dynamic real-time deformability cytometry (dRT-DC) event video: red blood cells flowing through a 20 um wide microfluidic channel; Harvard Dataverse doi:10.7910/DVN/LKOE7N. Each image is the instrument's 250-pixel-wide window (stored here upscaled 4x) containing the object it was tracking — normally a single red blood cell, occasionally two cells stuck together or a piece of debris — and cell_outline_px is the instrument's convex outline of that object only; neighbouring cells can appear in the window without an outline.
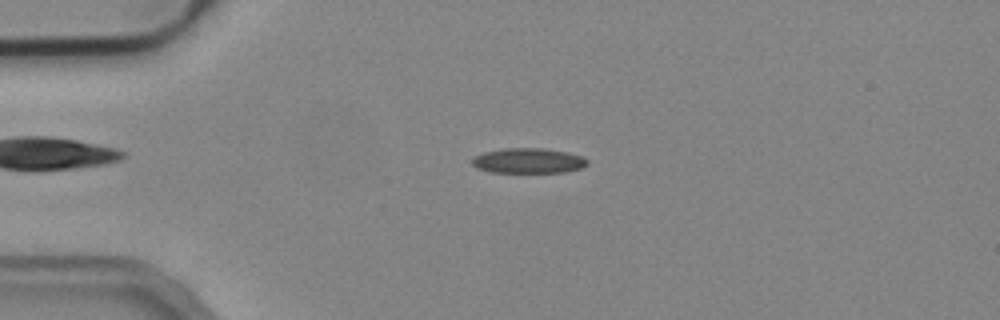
{"species": "common noctule bat (a hibernating species)", "species_latin": "Nyctalus noctula", "temperature_condition": "cold", "stored_images_in_passage": 53, "camera_frame_rate_fps": 3000, "um_per_image_px": 0.085, "animal": {"sex": "male", "body_mass_g": 19.2, "forearm_length_mm": 51.8}, "frame": {"image": 1, "passage_image": 12, "time_ms": 3.667, "image_size_px": [1000, 320], "cell_outline_px": [[588, 164], [580, 168], [564, 172], [488, 172], [476, 168], [472, 164], [472, 156], [484, 152], [504, 148], [544, 148], [568, 152], [584, 156], [588, 160]], "centroid_in_image_um": [44.89, 13.65], "position_along_channel_um": 40.1, "area_um2": 17.05}}
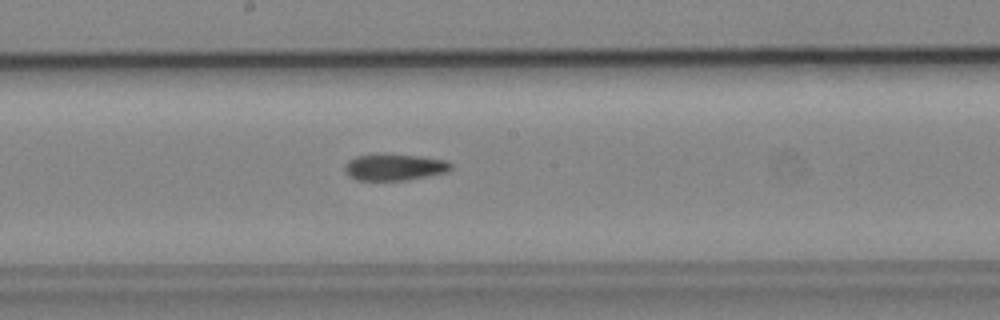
{"frame": {"image": 2, "passage_image": 28, "time_ms": 9.0, "image_size_px": [1000, 320], "cell_outline_px": [[452, 168], [448, 172], [404, 180], [356, 180], [348, 176], [344, 172], [344, 164], [348, 160], [356, 156], [420, 156], [448, 160], [452, 164]], "centroid_in_image_um": [33.53, 14.24], "position_along_channel_um": 214.7, "area_um2": 16.01}}
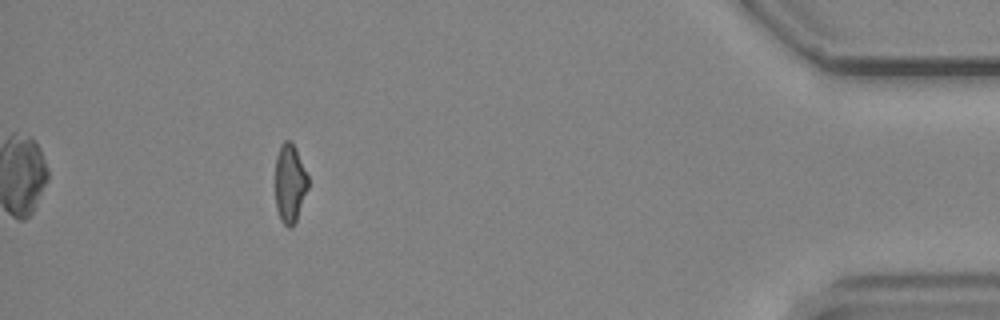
{"frame": {"image": 3, "passage_image": 48, "time_ms": 15.667, "image_size_px": [1000, 320], "cell_outline_px": [[308, 188], [296, 220], [292, 228], [288, 228], [280, 220], [276, 208], [276, 156], [280, 144], [284, 140], [288, 140], [296, 148], [308, 176]], "centroid_in_image_um": [24.63, 15.59], "position_along_channel_um": 410.6, "area_um2": 15.03}, "authors_computed_cell_mechanics": {"area_um2": 16.5308, "velocity_mm_per_s": 3.8174, "shape_relaxation_time_tau1_ms": null, "shape_relaxation_time_tau2_ms": 8.2617, "deformation_change_tau1": null, "deformation_change_tau2": 0.1507}}